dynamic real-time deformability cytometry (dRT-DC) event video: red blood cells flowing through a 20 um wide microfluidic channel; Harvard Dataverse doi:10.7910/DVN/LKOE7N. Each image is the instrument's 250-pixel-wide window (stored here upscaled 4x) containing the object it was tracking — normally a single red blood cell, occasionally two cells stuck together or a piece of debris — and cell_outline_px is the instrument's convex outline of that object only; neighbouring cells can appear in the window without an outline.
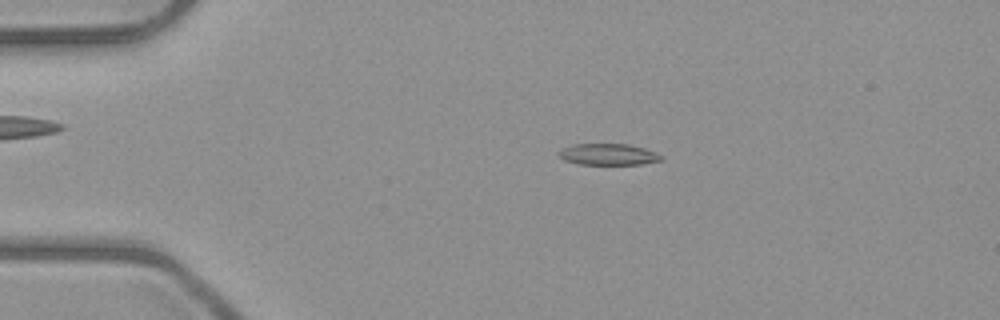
{"species": "common noctule bat (a hibernating species)", "species_latin": "Nyctalus noctula", "temperature_condition": "room temperature", "stored_images_in_passage": 7, "camera_frame_rate_fps": 3000, "um_per_image_px": 0.085, "animal": {"sex": "male", "body_mass_g": 23.1, "forearm_length_mm": 52.7}, "frame": {"image": 1, "passage_image": 4, "time_ms": 3.333, "image_size_px": [1000, 320], "cell_outline_px": [[664, 160], [640, 164], [580, 164], [564, 160], [556, 152], [560, 148], [572, 144], [628, 144], [644, 148], [656, 152], [664, 156]], "centroid_in_image_um": [51.7, 13.11], "position_along_channel_um": 33.3, "area_um2": 12.89}}
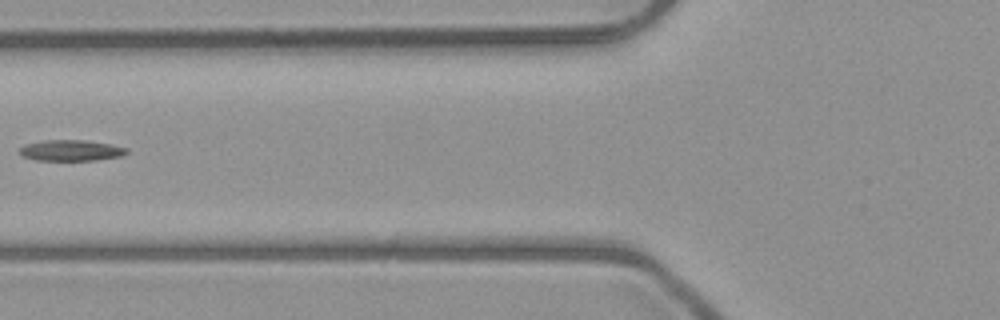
{"frame": {"image": 2, "passage_image": 6, "time_ms": 6.667, "image_size_px": [1000, 320], "cell_outline_px": [[128, 152], [124, 156], [96, 160], [36, 160], [24, 156], [20, 152], [20, 148], [24, 144], [44, 140], [84, 140], [112, 144], [128, 148]], "centroid_in_image_um": [6.09, 12.78], "position_along_channel_um": 119.7, "area_um2": 13.12}}
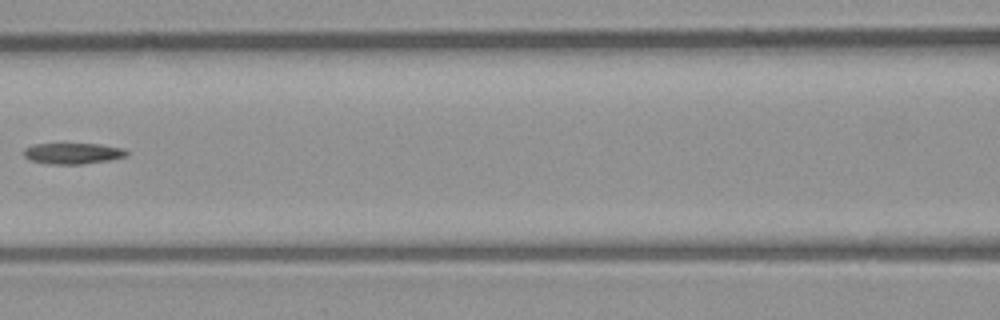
{"frame": {"image": 3, "passage_image": 7, "time_ms": 7.667, "image_size_px": [1000, 320], "cell_outline_px": [[128, 156], [112, 160], [84, 164], [48, 164], [32, 160], [24, 156], [24, 148], [32, 144], [96, 144], [124, 148], [128, 152]], "centroid_in_image_um": [6.23, 13.04], "position_along_channel_um": 160.4, "area_um2": 12.66}}